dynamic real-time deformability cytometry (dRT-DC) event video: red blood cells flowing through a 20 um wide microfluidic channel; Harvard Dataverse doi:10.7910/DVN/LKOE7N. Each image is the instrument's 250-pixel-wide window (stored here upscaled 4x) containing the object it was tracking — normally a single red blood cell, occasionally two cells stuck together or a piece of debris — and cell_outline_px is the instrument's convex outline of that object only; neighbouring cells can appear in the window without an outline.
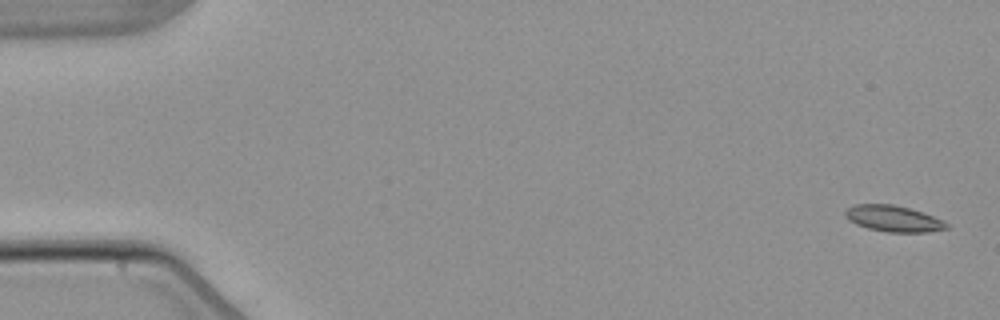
{"species": "common noctule bat (a hibernating species)", "species_latin": "Nyctalus noctula", "temperature_condition": "warm", "stored_images_in_passage": 2, "segment_of_instrument_passage": [2, 2], "camera_frame_rate_fps": 3000, "um_per_image_px": 0.085, "animal": {"sex": "male", "body_mass_g": 21.5, "forearm_length_mm": 52.0}, "frame": {"image": 1, "passage_image": 2, "time_ms": 1.333, "image_size_px": [1000, 320], "cell_outline_px": [[948, 228], [928, 232], [888, 232], [868, 228], [856, 224], [848, 220], [844, 216], [844, 212], [848, 208], [856, 204], [892, 204], [908, 208], [944, 220], [948, 224]], "centroid_in_image_um": [75.92, 18.58], "position_along_channel_um": 9.1, "area_um2": 15.32}}